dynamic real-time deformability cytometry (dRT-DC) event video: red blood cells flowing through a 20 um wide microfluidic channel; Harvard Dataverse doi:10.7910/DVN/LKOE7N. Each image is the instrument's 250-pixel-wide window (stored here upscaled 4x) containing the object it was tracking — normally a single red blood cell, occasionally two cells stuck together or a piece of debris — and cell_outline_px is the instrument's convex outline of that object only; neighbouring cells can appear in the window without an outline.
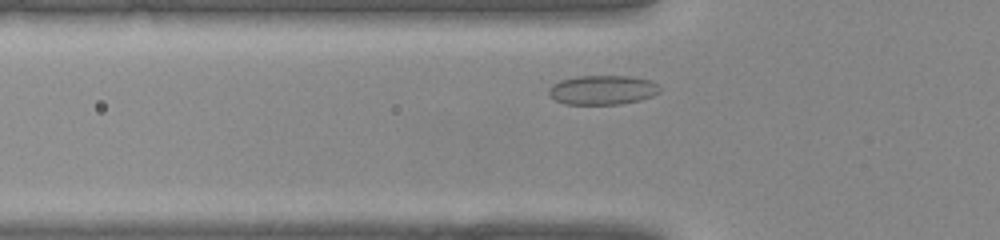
{"species": "common noctule bat (a hibernating species)", "species_latin": "Nyctalus noctula", "temperature_condition": "warm", "stored_images_in_passage": 25, "camera_frame_rate_fps": 3000, "um_per_image_px": 0.085, "animal": {"sex": "female", "body_mass_g": 22.0, "forearm_length_mm": 56.7}, "frame": {"image": 1, "passage_image": 4, "time_ms": 1.0, "image_size_px": [1000, 240], "cell_outline_px": [[660, 92], [652, 96], [640, 100], [620, 104], [564, 104], [556, 100], [548, 92], [548, 88], [552, 84], [560, 80], [576, 76], [628, 76], [652, 80], [660, 84]], "centroid_in_image_um": [51.24, 7.64], "position_along_channel_um": 74.6, "area_um2": 19.13}}
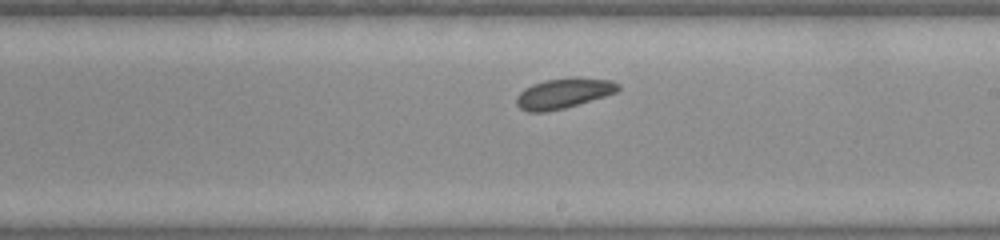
{"frame": {"image": 2, "passage_image": 14, "time_ms": 4.333, "image_size_px": [1000, 240], "cell_outline_px": [[620, 88], [616, 92], [604, 96], [564, 108], [544, 112], [528, 112], [520, 108], [516, 104], [516, 96], [524, 88], [532, 84], [544, 80], [568, 76], [576, 76], [612, 80], [620, 84]], "centroid_in_image_um": [47.89, 7.9], "position_along_channel_um": 241.1, "area_um2": 18.15}}
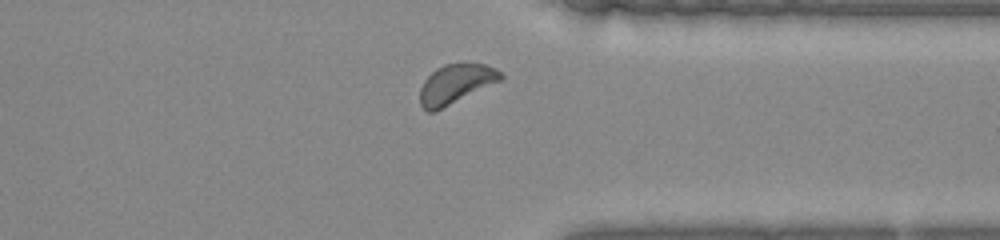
{"frame": {"image": 3, "passage_image": 22, "time_ms": 7.0, "image_size_px": [1000, 240], "cell_outline_px": [[504, 76], [500, 80], [436, 112], [428, 112], [420, 104], [420, 88], [424, 80], [436, 68], [444, 64], [464, 60], [484, 64], [496, 68]], "centroid_in_image_um": [38.73, 7.1], "position_along_channel_um": 372.7, "area_um2": 18.9}}